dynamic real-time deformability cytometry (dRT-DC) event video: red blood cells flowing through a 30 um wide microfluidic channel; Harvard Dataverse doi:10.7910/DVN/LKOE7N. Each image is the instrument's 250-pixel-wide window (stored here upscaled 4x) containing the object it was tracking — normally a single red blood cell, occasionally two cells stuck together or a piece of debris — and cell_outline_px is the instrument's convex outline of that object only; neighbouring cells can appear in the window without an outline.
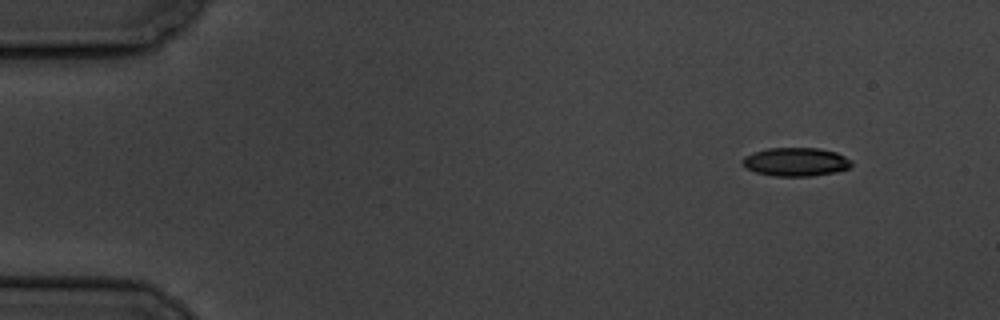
{"species": "common noctule bat (a hibernating species)", "species_latin": "Nyctalus noctula", "temperature_condition": "cold", "stored_images_in_passage": 9, "camera_frame_rate_fps": 3000, "um_per_image_px": 0.085, "animal": {"sex": "male", "body_mass_g": 19.5, "forearm_length_mm": 54.6}, "frame": {"image": 1, "passage_image": 1, "time_ms": 0.0, "image_size_px": [1000, 320], "cell_outline_px": [[852, 164], [848, 168], [836, 172], [812, 176], [772, 176], [756, 172], [744, 168], [744, 156], [752, 152], [768, 148], [820, 148], [836, 152], [852, 160]], "centroid_in_image_um": [67.65, 13.76], "position_along_channel_um": 17.4, "area_um2": 18.21}}
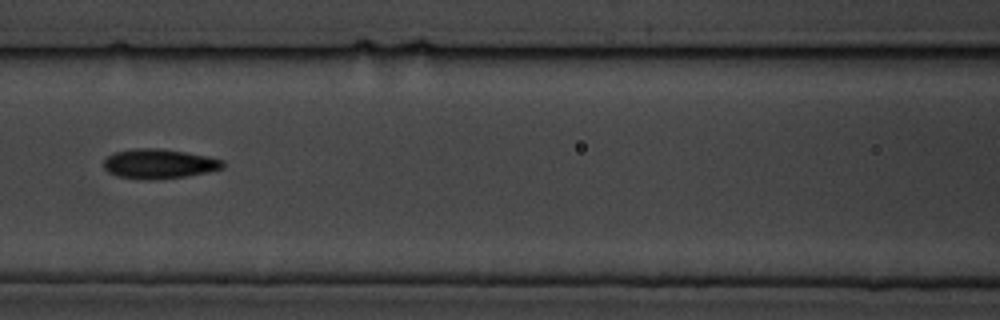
{"frame": {"image": 2, "passage_image": 7, "time_ms": 7.0, "image_size_px": [1000, 320], "cell_outline_px": [[224, 168], [208, 172], [188, 176], [152, 180], [148, 180], [116, 176], [108, 172], [104, 168], [104, 160], [112, 152], [132, 148], [160, 148], [208, 156], [224, 160]], "centroid_in_image_um": [13.51, 13.92], "position_along_channel_um": 153.1, "area_um2": 20.81}}
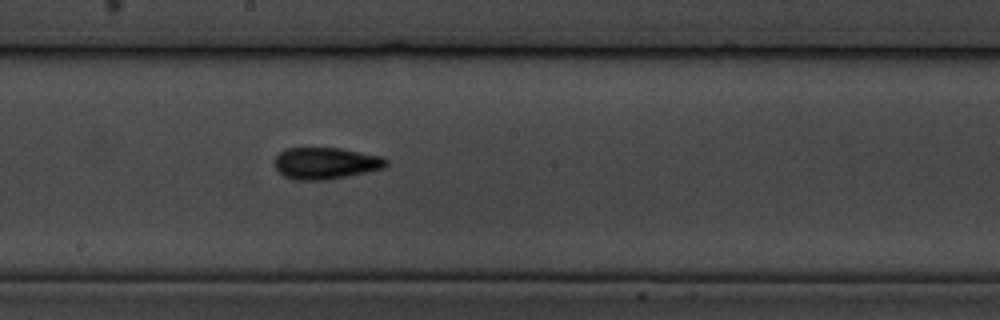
{"frame": {"image": 3, "passage_image": 9, "time_ms": 9.0, "image_size_px": [1000, 320], "cell_outline_px": [[388, 164], [384, 168], [368, 172], [324, 180], [296, 180], [284, 176], [276, 168], [272, 160], [280, 152], [288, 148], [340, 148], [384, 156], [388, 160]], "centroid_in_image_um": [27.7, 13.87], "position_along_channel_um": 220.5, "area_um2": 20.75}}